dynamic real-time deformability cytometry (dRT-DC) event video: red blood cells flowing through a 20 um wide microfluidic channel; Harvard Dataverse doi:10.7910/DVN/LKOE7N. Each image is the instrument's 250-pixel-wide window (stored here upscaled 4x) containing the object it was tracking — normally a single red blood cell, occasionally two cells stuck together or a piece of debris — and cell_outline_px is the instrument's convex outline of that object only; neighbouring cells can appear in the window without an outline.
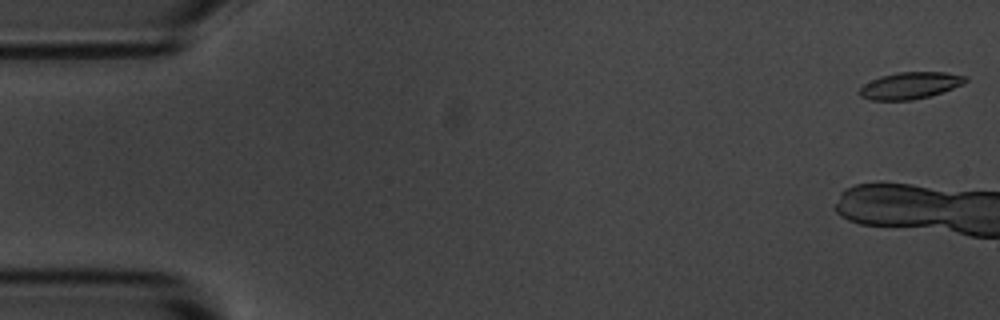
{"species": "common noctule bat (a hibernating species)", "species_latin": "Nyctalus noctula", "temperature_condition": "room temperature", "stored_images_in_passage": 7, "camera_frame_rate_fps": 3000, "um_per_image_px": 0.085, "animal": {"sex": "male", "body_mass_g": 20.1, "forearm_length_mm": 53.5}, "frame": {"image": 1, "passage_image": 1, "time_ms": 0.0, "image_size_px": [1000, 320], "cell_outline_px": [[968, 80], [964, 84], [928, 96], [912, 100], [872, 100], [860, 96], [860, 88], [864, 84], [880, 76], [896, 72], [944, 72], [968, 76]], "centroid_in_image_um": [77.37, 7.26], "position_along_channel_um": 7.6, "area_um2": 16.42}}